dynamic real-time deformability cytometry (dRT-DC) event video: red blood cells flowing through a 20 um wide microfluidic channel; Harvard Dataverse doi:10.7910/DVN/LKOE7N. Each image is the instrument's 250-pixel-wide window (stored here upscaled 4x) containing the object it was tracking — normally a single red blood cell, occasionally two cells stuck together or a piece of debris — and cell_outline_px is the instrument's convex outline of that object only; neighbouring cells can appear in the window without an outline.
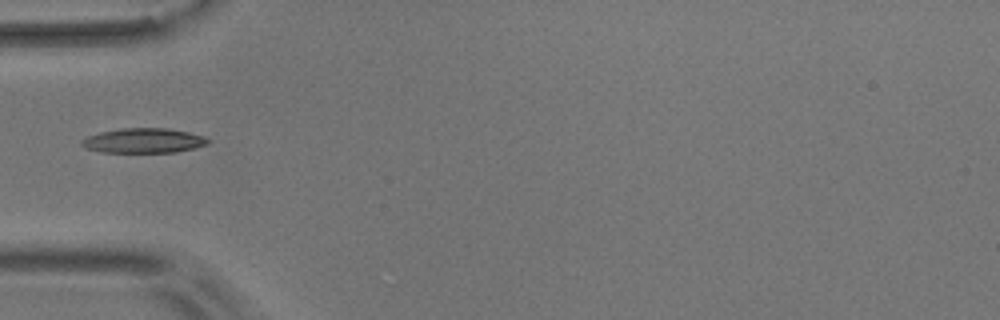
{"species": "common noctule bat (a hibernating species)", "species_latin": "Nyctalus noctula", "temperature_condition": "room temperature", "stored_images_in_passage": 4, "camera_frame_rate_fps": 3000, "um_per_image_px": 0.085, "animal": {"sex": "male", "body_mass_g": 17.9}, "frame": {"image": 1, "passage_image": 1, "time_ms": 0.0, "image_size_px": [1000, 320], "cell_outline_px": [[212, 140], [208, 144], [176, 152], [100, 152], [84, 148], [80, 144], [80, 140], [88, 136], [100, 132], [120, 128], [168, 128], [188, 132], [204, 136]], "centroid_in_image_um": [12.18, 11.95], "position_along_channel_um": 72.8, "area_um2": 18.32}}
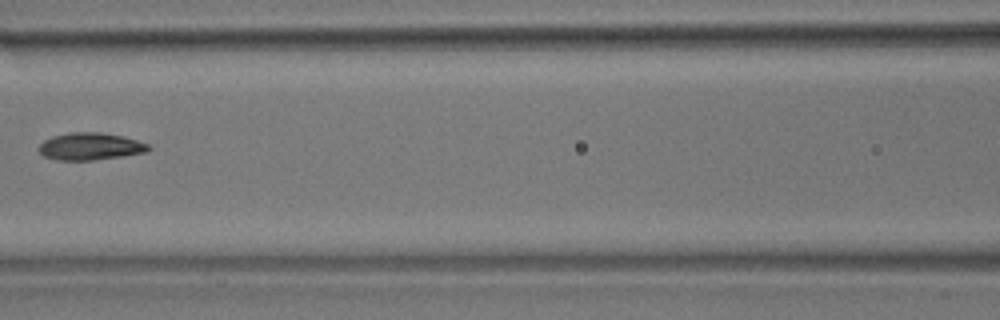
{"frame": {"image": 2, "passage_image": 3, "time_ms": 2.333, "image_size_px": [1000, 320], "cell_outline_px": [[152, 148], [148, 152], [124, 156], [92, 160], [56, 160], [40, 156], [36, 148], [44, 140], [52, 136], [68, 132], [100, 132], [124, 136], [148, 144]], "centroid_in_image_um": [7.63, 12.45], "position_along_channel_um": 159.0, "area_um2": 17.8}}
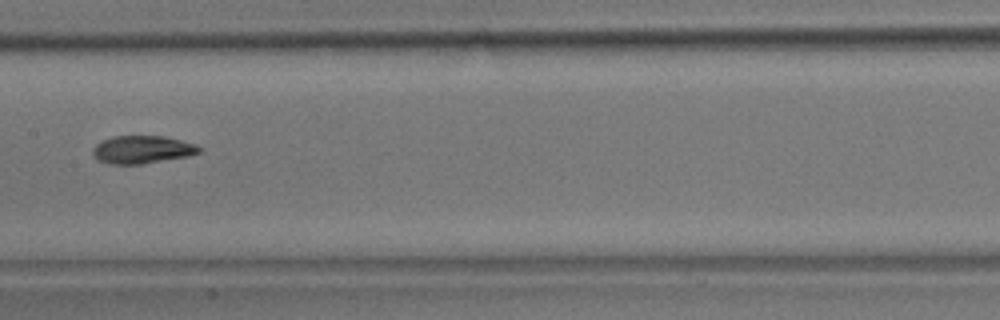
{"frame": {"image": 3, "passage_image": 4, "time_ms": 3.333, "image_size_px": [1000, 320], "cell_outline_px": [[200, 152], [188, 156], [140, 164], [108, 164], [96, 160], [92, 156], [92, 148], [96, 144], [112, 136], [160, 136], [180, 140], [196, 144], [200, 148]], "centroid_in_image_um": [12.03, 12.72], "position_along_channel_um": 195.4, "area_um2": 17.22}}